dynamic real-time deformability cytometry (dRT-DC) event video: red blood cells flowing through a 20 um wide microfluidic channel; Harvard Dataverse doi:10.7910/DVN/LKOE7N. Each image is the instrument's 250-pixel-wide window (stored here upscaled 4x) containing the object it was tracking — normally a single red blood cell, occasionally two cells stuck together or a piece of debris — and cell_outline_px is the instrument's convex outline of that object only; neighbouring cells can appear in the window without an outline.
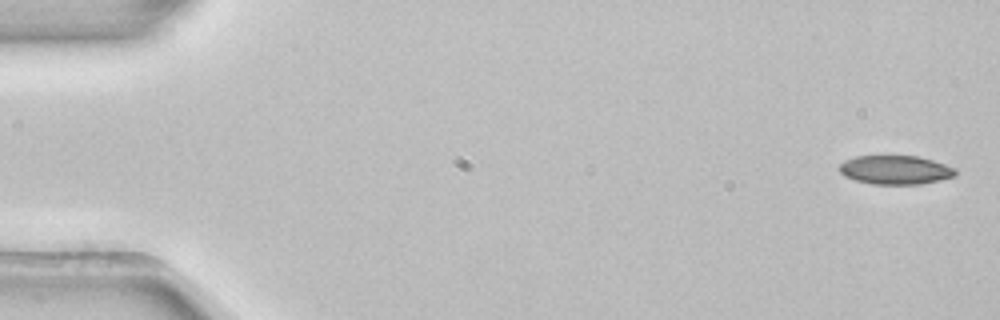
{"species": "common noctule bat (a hibernating species)", "species_latin": "Nyctalus noctula", "temperature_condition": "room temperature", "stored_images_in_passage": 3, "camera_frame_rate_fps": 3000, "um_per_image_px": 0.085, "animal": {"sex": "female", "body_mass_g": 22.7, "forearm_length_mm": 54.2}, "frame": {"image": 1, "passage_image": 1, "time_ms": 0.0, "image_size_px": [1000, 320], "cell_outline_px": [[956, 176], [940, 180], [920, 184], [872, 184], [856, 180], [844, 176], [840, 172], [840, 164], [844, 160], [856, 156], [920, 156], [956, 168]], "centroid_in_image_um": [76.12, 14.44], "position_along_channel_um": 8.9, "area_um2": 19.54}}
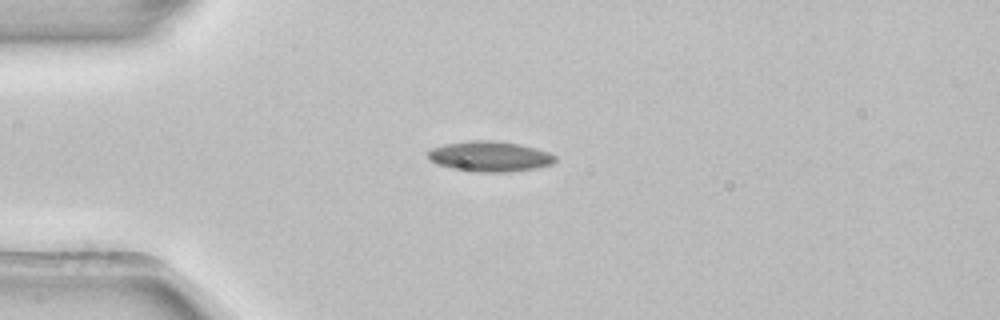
{"frame": {"image": 2, "passage_image": 3, "time_ms": 0.667, "image_size_px": [1000, 320], "cell_outline_px": [[556, 160], [552, 164], [536, 168], [508, 172], [480, 172], [452, 168], [436, 164], [428, 160], [428, 152], [432, 148], [444, 144], [472, 140], [492, 140], [520, 144], [536, 148], [548, 152], [556, 156]], "centroid_in_image_um": [41.63, 13.29], "position_along_channel_um": 43.4, "area_um2": 22.54}}